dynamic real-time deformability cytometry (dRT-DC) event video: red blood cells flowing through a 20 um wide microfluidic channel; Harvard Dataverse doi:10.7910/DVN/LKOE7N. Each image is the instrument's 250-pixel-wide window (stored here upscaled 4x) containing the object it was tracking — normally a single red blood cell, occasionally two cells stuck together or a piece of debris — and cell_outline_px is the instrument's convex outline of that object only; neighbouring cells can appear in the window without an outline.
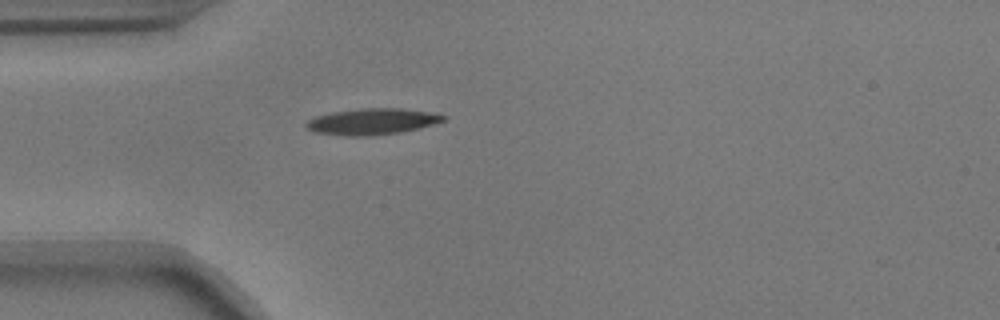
{"species": "common noctule bat (a hibernating species)", "species_latin": "Nyctalus noctula", "temperature_condition": "warm", "stored_images_in_passage": 40, "camera_frame_rate_fps": 3000, "um_per_image_px": 0.085, "animal": {"sex": "male", "body_mass_g": 17.9}, "frame": {"image": 1, "passage_image": 1, "time_ms": 0.0, "image_size_px": [1000, 320], "cell_outline_px": [[448, 116], [444, 120], [420, 128], [400, 132], [368, 136], [348, 136], [312, 132], [304, 124], [308, 120], [316, 116], [332, 112], [360, 108], [404, 108], [428, 112]], "centroid_in_image_um": [31.61, 10.33], "position_along_channel_um": 53.4, "area_um2": 20.92}}
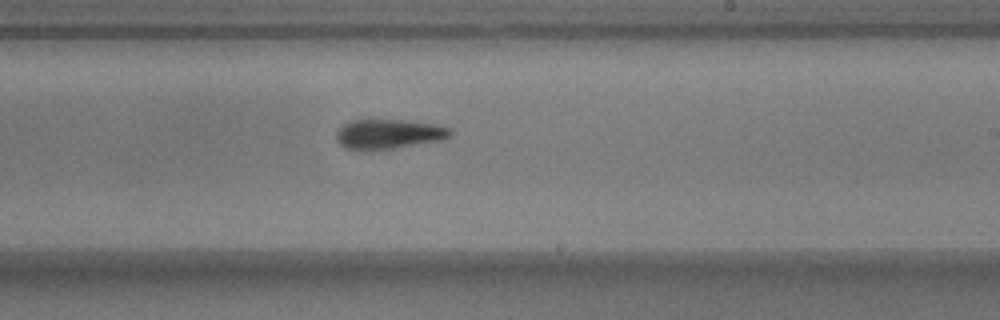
{"frame": {"image": 2, "passage_image": 18, "time_ms": 5.667, "image_size_px": [1000, 320], "cell_outline_px": [[452, 136], [444, 140], [392, 148], [344, 148], [336, 140], [336, 132], [344, 124], [352, 120], [400, 120], [432, 124], [448, 128], [452, 132]], "centroid_in_image_um": [33.05, 11.38], "position_along_channel_um": 255.9, "area_um2": 19.13}}
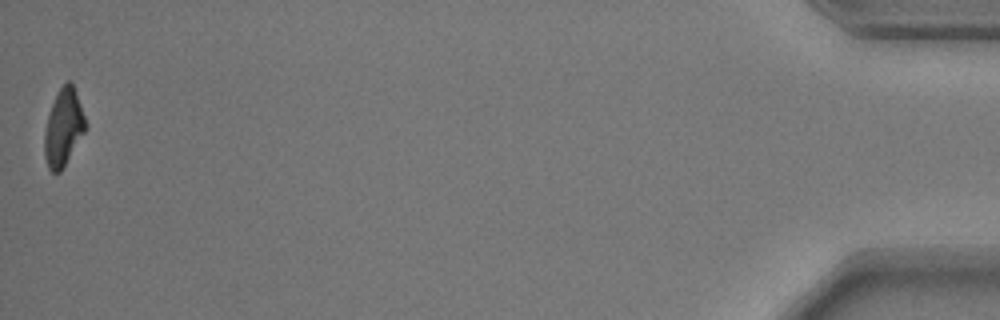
{"frame": {"image": 3, "passage_image": 40, "time_ms": 13.0, "image_size_px": [1000, 320], "cell_outline_px": [[88, 124], [84, 132], [60, 172], [52, 172], [48, 168], [44, 156], [44, 132], [48, 116], [52, 104], [60, 88], [68, 80], [72, 80]], "centroid_in_image_um": [5.4, 10.82], "position_along_channel_um": 429.8, "area_um2": 18.32}, "authors_computed_cell_mechanics": {"area_um2": 19.7676, "velocity_mm_per_s": 3.6887, "shape_relaxation_time_tau1_ms": 5.3018, "shape_relaxation_time_tau2_ms": 5.8414, "deformation_change_tau1": 0.1993, "deformation_change_tau2": 0.1497}}